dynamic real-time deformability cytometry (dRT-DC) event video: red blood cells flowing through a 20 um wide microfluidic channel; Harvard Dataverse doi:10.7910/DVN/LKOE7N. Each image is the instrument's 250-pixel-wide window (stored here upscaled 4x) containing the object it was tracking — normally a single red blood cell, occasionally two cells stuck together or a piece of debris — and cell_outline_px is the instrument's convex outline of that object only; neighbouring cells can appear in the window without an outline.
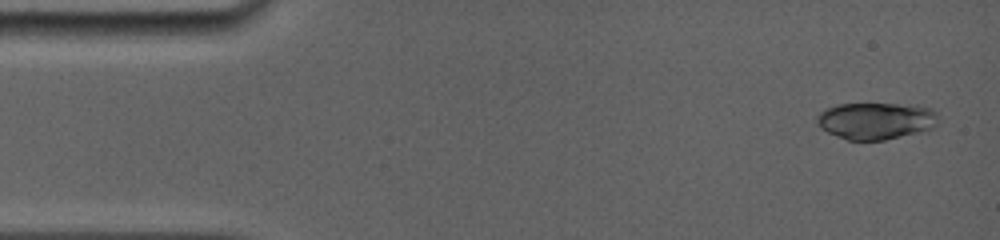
{"species": "common noctule bat (a hibernating species)", "species_latin": "Nyctalus noctula", "temperature_condition": "room temperature", "stored_images_in_passage": 4, "camera_frame_rate_fps": 5000, "um_per_image_px": 0.085, "animal": {"sex": "female", "body_mass_g": 19.0, "forearm_length_mm": 56.7}, "frame": {"image": 1, "passage_image": 1, "time_ms": 0.0, "image_size_px": [1000, 240], "cell_outline_px": [[936, 124], [932, 128], [920, 132], [884, 140], [848, 140], [836, 136], [820, 128], [816, 120], [816, 116], [824, 108], [840, 104], [916, 104], [932, 108], [936, 112]], "centroid_in_image_um": [74.44, 10.26], "position_along_channel_um": 10.6, "area_um2": 26.24}}
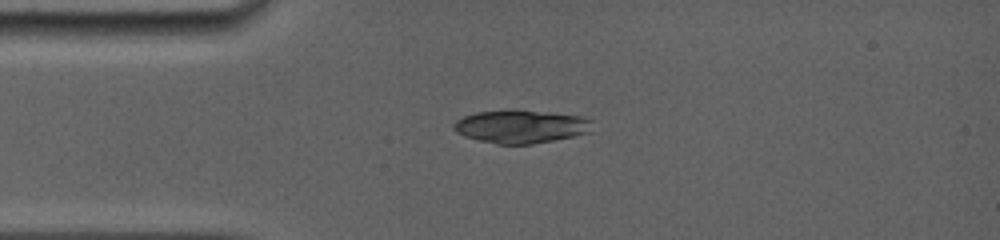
{"frame": {"image": 2, "passage_image": 4, "time_ms": 3.0, "image_size_px": [1000, 240], "cell_outline_px": [[592, 120], [588, 132], [572, 136], [532, 144], [496, 144], [464, 136], [456, 132], [452, 128], [452, 124], [456, 120], [464, 116], [476, 112], [512, 108], [548, 112], [580, 116]], "centroid_in_image_um": [44.2, 10.73], "position_along_channel_um": 40.8, "area_um2": 26.88}}